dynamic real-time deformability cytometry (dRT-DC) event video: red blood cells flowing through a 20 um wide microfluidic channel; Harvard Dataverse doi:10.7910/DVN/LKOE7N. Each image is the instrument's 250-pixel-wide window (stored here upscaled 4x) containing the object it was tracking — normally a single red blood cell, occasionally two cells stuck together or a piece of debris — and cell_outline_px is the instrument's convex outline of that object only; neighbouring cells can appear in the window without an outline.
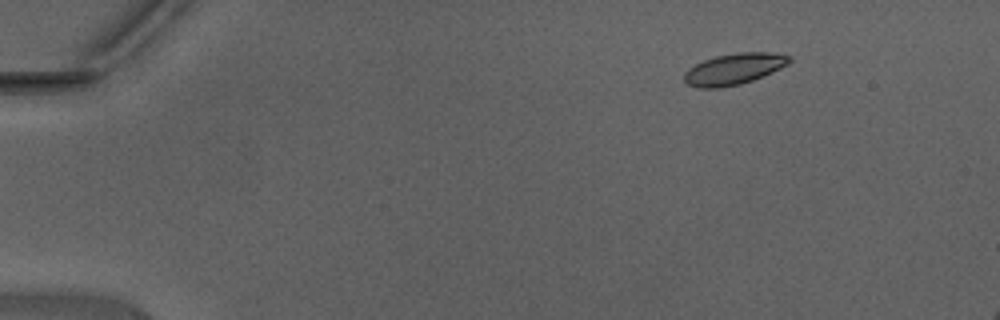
{"species": "Egyptian fruit bat (a non-hibernating species)", "species_latin": "Rousettus aegyptiacus", "temperature_condition": "warm", "stored_images_in_passage": 11, "camera_frame_rate_fps": 3000, "um_per_image_px": 0.085, "animal": {"sex": "male"}, "frame": {"image": 1, "passage_image": 1, "time_ms": 0.0, "image_size_px": [1000, 320], "cell_outline_px": [[792, 60], [788, 64], [780, 68], [752, 80], [740, 84], [720, 88], [700, 88], [688, 84], [684, 80], [684, 72], [688, 68], [704, 60], [716, 56], [736, 52], [776, 52], [792, 56]], "centroid_in_image_um": [62.4, 5.85], "position_along_channel_um": 22.6, "area_um2": 19.13}}